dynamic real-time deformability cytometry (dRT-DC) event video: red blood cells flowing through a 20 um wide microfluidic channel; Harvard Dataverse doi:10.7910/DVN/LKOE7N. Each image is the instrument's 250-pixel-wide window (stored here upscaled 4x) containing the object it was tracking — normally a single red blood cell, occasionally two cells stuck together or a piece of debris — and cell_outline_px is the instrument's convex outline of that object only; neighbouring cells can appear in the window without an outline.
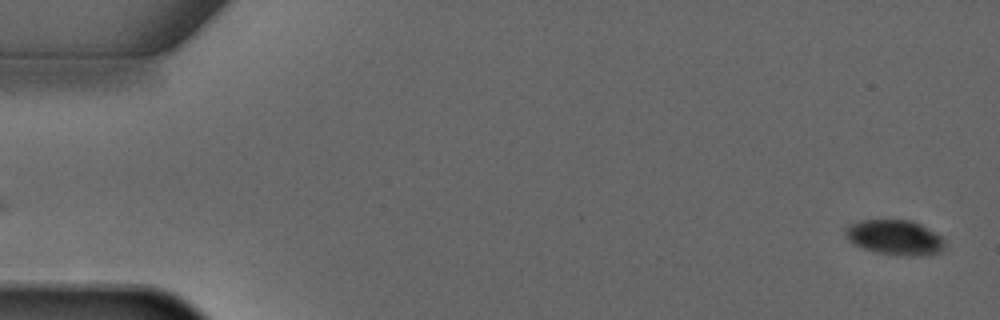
{"species": "common noctule bat (a hibernating species)", "species_latin": "Nyctalus noctula", "temperature_condition": "warm", "stored_images_in_passage": 3, "segment_of_instrument_passage": [2, 2], "camera_frame_rate_fps": 3000, "um_per_image_px": 0.085, "animal": {"sex": "male", "forearm_length_mm": 52.5}, "frame": {"image": 1, "passage_image": 3, "time_ms": 2.333, "image_size_px": [1000, 320], "cell_outline_px": [[944, 248], [940, 252], [916, 256], [908, 256], [876, 252], [864, 248], [848, 240], [844, 232], [844, 228], [848, 224], [860, 220], [912, 220], [920, 224], [940, 236], [944, 240]], "centroid_in_image_um": [76.03, 20.17], "position_along_channel_um": 9.0, "area_um2": 20.11}}